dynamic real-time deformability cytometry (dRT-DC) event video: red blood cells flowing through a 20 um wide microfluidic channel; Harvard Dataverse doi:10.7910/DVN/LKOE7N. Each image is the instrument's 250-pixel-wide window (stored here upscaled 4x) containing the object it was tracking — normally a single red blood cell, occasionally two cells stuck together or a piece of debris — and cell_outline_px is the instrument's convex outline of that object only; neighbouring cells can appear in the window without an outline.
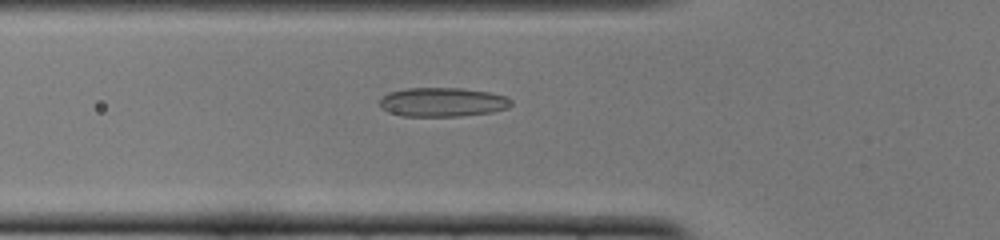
{"species": "common noctule bat (a hibernating species)", "species_latin": "Nyctalus noctula", "temperature_condition": "cold", "stored_images_in_passage": 39, "camera_frame_rate_fps": 3000, "um_per_image_px": 0.085, "animal": {"sex": "female", "body_mass_g": 22.0, "forearm_length_mm": 56.7}, "frame": {"image": 1, "passage_image": 5, "time_ms": 1.333, "image_size_px": [1000, 240], "cell_outline_px": [[512, 104], [508, 108], [492, 112], [460, 116], [400, 116], [388, 112], [380, 108], [380, 100], [388, 92], [408, 88], [460, 88], [488, 92], [504, 96], [512, 100]], "centroid_in_image_um": [37.6, 8.69], "position_along_channel_um": 88.2, "area_um2": 22.31}}
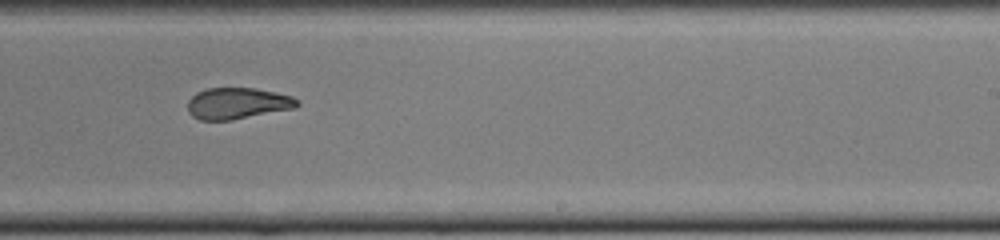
{"frame": {"image": 2, "passage_image": 19, "time_ms": 6.0, "image_size_px": [1000, 240], "cell_outline_px": [[300, 104], [296, 108], [232, 120], [200, 120], [192, 116], [188, 112], [188, 100], [196, 92], [208, 88], [256, 88], [276, 92], [292, 96], [300, 100]], "centroid_in_image_um": [20.21, 8.78], "position_along_channel_um": 268.8, "area_um2": 20.23}}
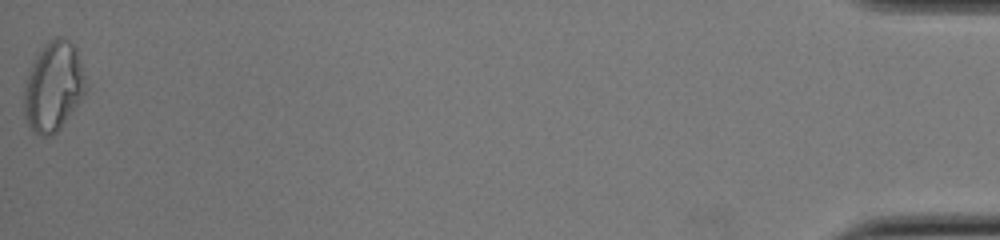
{"frame": {"image": 3, "passage_image": 39, "time_ms": 12.667, "image_size_px": [1000, 240], "cell_outline_px": [[84, 92], [80, 100], [60, 128], [52, 136], [40, 136], [28, 124], [24, 116], [24, 84], [28, 72], [36, 56], [44, 44], [48, 40], [56, 36], [60, 36], [68, 40], [76, 48], [84, 76]], "centroid_in_image_um": [4.5, 7.35], "position_along_channel_um": 430.7, "area_um2": 31.79}, "authors_computed_cell_mechanics": {"area_um2": 21.4438, "velocity_mm_per_s": 3.8801, "shape_relaxation_time_tau1_ms": null, "shape_relaxation_time_tau2_ms": 2.0145, "deformation_change_tau1": null, "deformation_change_tau2": 0.0777}}